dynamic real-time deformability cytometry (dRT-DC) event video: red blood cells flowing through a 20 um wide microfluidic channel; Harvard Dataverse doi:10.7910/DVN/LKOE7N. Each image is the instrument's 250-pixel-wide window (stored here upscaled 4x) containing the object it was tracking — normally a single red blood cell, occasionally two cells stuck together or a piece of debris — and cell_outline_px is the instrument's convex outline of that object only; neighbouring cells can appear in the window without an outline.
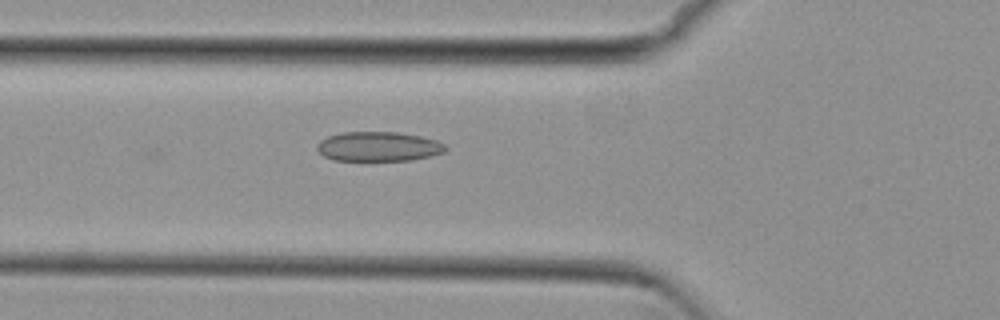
{"species": "common noctule bat (a hibernating species)", "species_latin": "Nyctalus noctula", "temperature_condition": "cold", "stored_images_in_passage": 35, "camera_frame_rate_fps": 3000, "um_per_image_px": 0.085, "animal": {"sex": "female", "body_mass_g": 29.2, "forearm_length_mm": 56.3}, "frame": {"image": 1, "passage_image": 3, "time_ms": 0.667, "image_size_px": [1000, 320], "cell_outline_px": [[448, 148], [444, 152], [412, 160], [332, 160], [324, 156], [316, 148], [316, 144], [320, 140], [328, 136], [340, 132], [396, 132], [420, 136], [436, 140], [444, 144]], "centroid_in_image_um": [32.14, 12.45], "position_along_channel_um": 93.7, "area_um2": 22.08}}
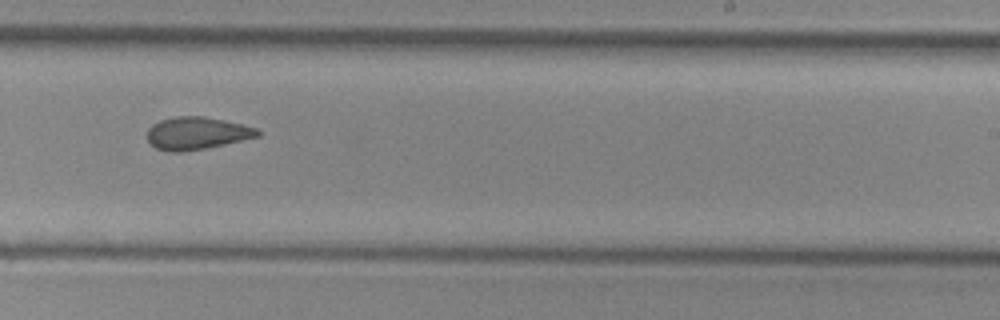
{"frame": {"image": 2, "passage_image": 17, "time_ms": 5.333, "image_size_px": [1000, 320], "cell_outline_px": [[260, 136], [224, 144], [184, 152], [168, 152], [156, 148], [148, 140], [148, 128], [152, 124], [160, 120], [176, 116], [200, 116], [224, 120], [244, 124], [256, 128], [260, 132]], "centroid_in_image_um": [16.72, 11.32], "position_along_channel_um": 272.3, "area_um2": 20.87}}
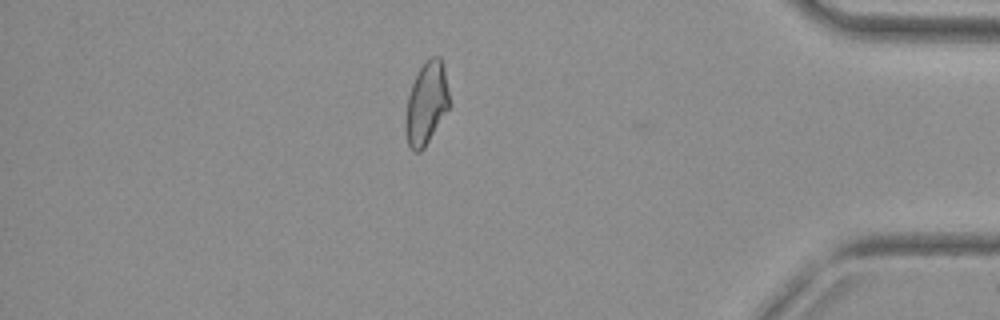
{"frame": {"image": 3, "passage_image": 30, "time_ms": 9.667, "image_size_px": [1000, 320], "cell_outline_px": [[448, 108], [424, 148], [420, 152], [412, 152], [408, 144], [404, 128], [404, 124], [408, 96], [412, 84], [424, 60], [432, 56], [440, 56], [444, 68], [448, 92]], "centroid_in_image_um": [36.21, 8.79], "position_along_channel_um": 399.0, "area_um2": 20.81}, "authors_computed_cell_mechanics": {"area_um2": 21.2704, "velocity_mm_per_s": 3.8213, "shape_relaxation_time_tau1_ms": null, "shape_relaxation_time_tau2_ms": 3.6959, "deformation_change_tau1": null, "deformation_change_tau2": 0.0945}}